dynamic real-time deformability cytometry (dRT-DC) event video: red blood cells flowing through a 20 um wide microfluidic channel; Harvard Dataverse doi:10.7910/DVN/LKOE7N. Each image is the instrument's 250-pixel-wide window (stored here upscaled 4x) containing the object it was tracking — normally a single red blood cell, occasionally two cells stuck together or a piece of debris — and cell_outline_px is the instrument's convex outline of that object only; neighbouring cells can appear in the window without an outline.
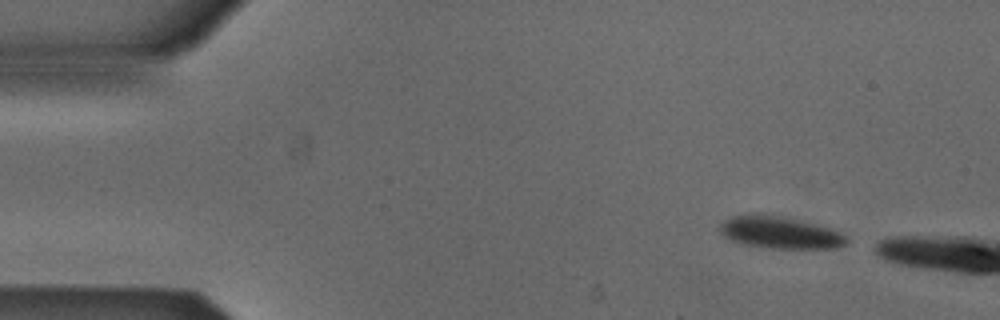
{"species": "Egyptian fruit bat (a non-hibernating species)", "species_latin": "Rousettus aegyptiacus", "temperature_condition": "cold", "stored_images_in_passage": 7, "camera_frame_rate_fps": 3000, "um_per_image_px": 0.085, "animal": {"sex": "male"}, "frame": {"image": 1, "passage_image": 7, "time_ms": 2.0, "image_size_px": [1000, 320], "cell_outline_px": [[848, 240], [844, 244], [836, 248], [764, 248], [740, 244], [724, 236], [720, 232], [720, 224], [724, 220], [732, 216], [768, 216], [796, 220], [828, 228], [840, 232]], "centroid_in_image_um": [66.26, 19.82], "position_along_channel_um": 18.7, "area_um2": 22.72}}